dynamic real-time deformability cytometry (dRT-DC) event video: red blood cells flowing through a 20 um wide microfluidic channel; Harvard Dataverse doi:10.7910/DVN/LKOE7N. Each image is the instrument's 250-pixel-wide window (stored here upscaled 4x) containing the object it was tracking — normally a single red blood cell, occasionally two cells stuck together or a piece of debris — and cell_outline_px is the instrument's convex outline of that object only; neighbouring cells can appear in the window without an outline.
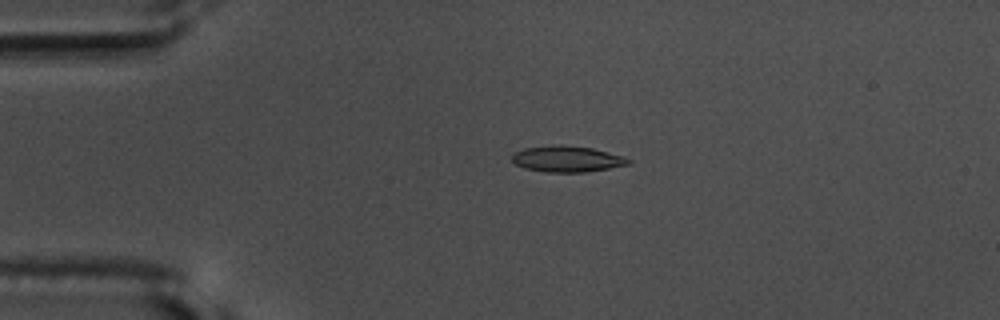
{"species": "common noctule bat (a hibernating species)", "species_latin": "Nyctalus noctula", "temperature_condition": "warm", "stored_images_in_passage": 56, "camera_frame_rate_fps": 3000, "um_per_image_px": 0.085, "animal": {"sex": "male", "body_mass_g": 17.5, "forearm_length_mm": 52.3}, "frame": {"image": 1, "passage_image": 13, "time_ms": 4.0, "image_size_px": [1000, 320], "cell_outline_px": [[632, 160], [628, 164], [608, 168], [584, 172], [548, 172], [524, 168], [516, 164], [512, 160], [512, 156], [516, 152], [524, 148], [592, 148], [620, 156]], "centroid_in_image_um": [48.2, 13.57], "position_along_channel_um": 36.8, "area_um2": 16.36}}
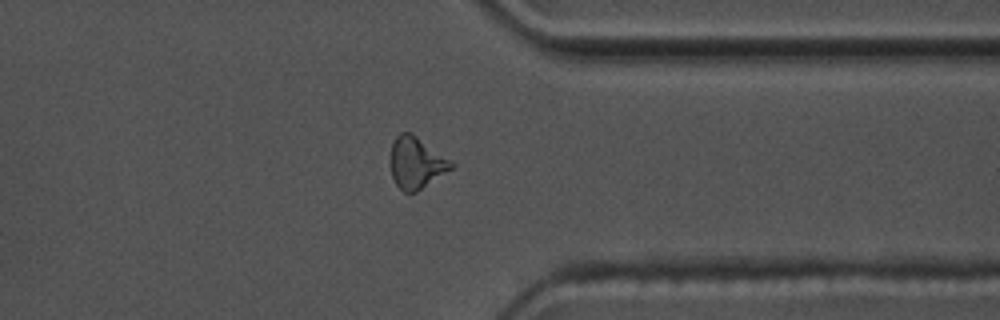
{"frame": {"image": 2, "passage_image": 44, "time_ms": 14.333, "image_size_px": [1000, 320], "cell_outline_px": [[456, 164], [452, 168], [416, 192], [404, 192], [396, 184], [392, 176], [392, 144], [396, 136], [400, 132], [412, 132], [452, 160]], "centroid_in_image_um": [35.42, 13.81], "position_along_channel_um": 376.0, "area_um2": 18.09}}
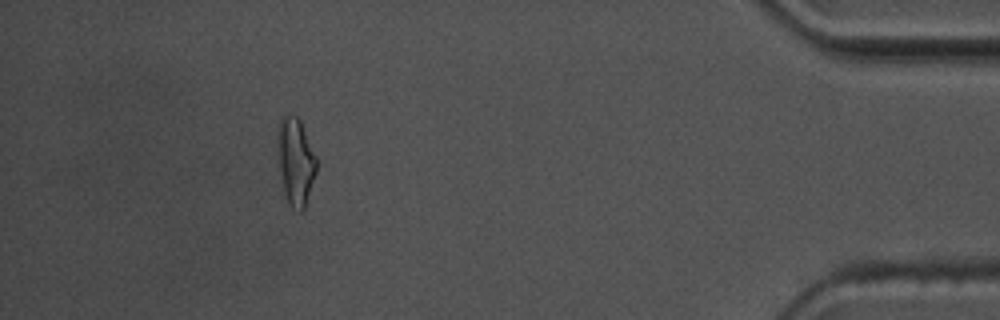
{"frame": {"image": 3, "passage_image": 51, "time_ms": 16.667, "image_size_px": [1000, 320], "cell_outline_px": [[316, 172], [304, 208], [300, 212], [292, 208], [284, 192], [280, 168], [276, 128], [280, 120], [284, 116], [296, 116], [300, 120], [316, 156]], "centroid_in_image_um": [25.12, 13.69], "position_along_channel_um": 410.1, "area_um2": 19.31}, "authors_computed_cell_mechanics": {"area_um2": 16.7909, "velocity_mm_per_s": 3.6803, "shape_relaxation_time_tau1_ms": 5.1579, "shape_relaxation_time_tau2_ms": 2.14, "deformation_change_tau1": 0.2078, "deformation_change_tau2": 0.1084}}